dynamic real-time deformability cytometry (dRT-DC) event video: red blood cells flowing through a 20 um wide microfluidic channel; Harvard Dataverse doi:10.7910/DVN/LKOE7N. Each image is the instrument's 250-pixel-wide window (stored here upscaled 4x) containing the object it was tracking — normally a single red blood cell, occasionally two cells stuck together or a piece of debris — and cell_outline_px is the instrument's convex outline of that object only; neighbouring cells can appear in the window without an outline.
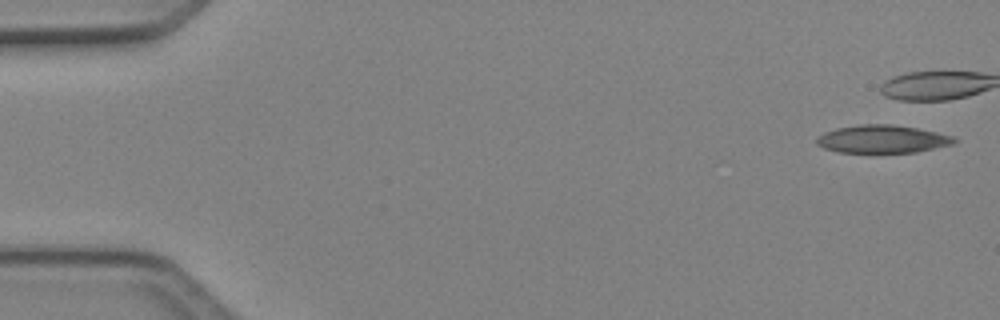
{"species": "Egyptian fruit bat (a non-hibernating species)", "species_latin": "Rousettus aegyptiacus", "temperature_condition": "cold", "stored_images_in_passage": 4, "camera_frame_rate_fps": 3000, "um_per_image_px": 0.085, "animal": {"sex": "female"}, "frame": {"image": 1, "passage_image": 1, "time_ms": 0.0, "image_size_px": [1000, 320], "cell_outline_px": [[956, 140], [952, 144], [916, 152], [840, 152], [824, 148], [816, 144], [816, 136], [824, 132], [836, 128], [860, 124], [892, 124], [916, 128], [936, 132], [952, 136]], "centroid_in_image_um": [74.94, 11.81], "position_along_channel_um": 10.1, "area_um2": 22.2}}